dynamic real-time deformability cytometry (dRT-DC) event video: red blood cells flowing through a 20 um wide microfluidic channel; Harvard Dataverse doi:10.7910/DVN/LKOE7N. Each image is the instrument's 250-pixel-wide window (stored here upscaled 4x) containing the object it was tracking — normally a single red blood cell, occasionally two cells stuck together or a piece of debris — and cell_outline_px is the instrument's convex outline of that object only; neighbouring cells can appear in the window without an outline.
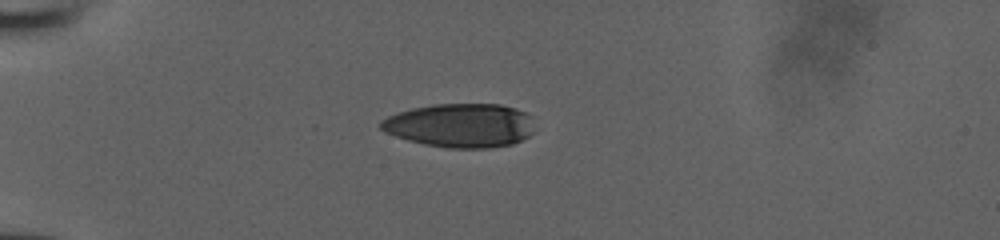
{"species": "human", "species_latin": "Homo sapiens", "temperature_condition": "room temperature", "stored_images_in_passage": 38, "camera_frame_rate_fps": 3000, "um_per_image_px": 0.085, "donor": {"sex": "male"}, "frame": {"image": 1, "passage_image": 1, "time_ms": 0.0, "image_size_px": [1000, 240], "cell_outline_px": [[532, 132], [528, 136], [512, 144], [488, 148], [448, 148], [424, 144], [408, 140], [384, 132], [380, 128], [380, 120], [396, 112], [412, 108], [432, 104], [500, 104], [516, 108], [532, 116]], "centroid_in_image_um": [39.11, 10.65], "position_along_channel_um": 45.9, "area_um2": 39.48}}
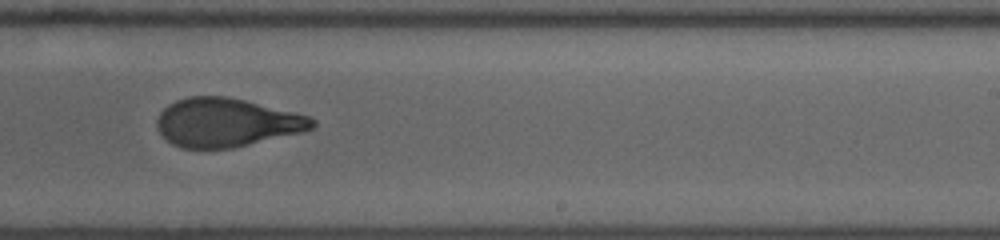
{"frame": {"image": 2, "passage_image": 20, "time_ms": 6.333, "image_size_px": [1000, 240], "cell_outline_px": [[316, 124], [312, 128], [304, 132], [232, 148], [180, 148], [172, 144], [156, 128], [156, 120], [160, 112], [168, 104], [176, 100], [188, 96], [224, 96], [244, 100], [308, 116], [316, 120]], "centroid_in_image_um": [19.23, 10.42], "position_along_channel_um": 269.8, "area_um2": 43.87}}
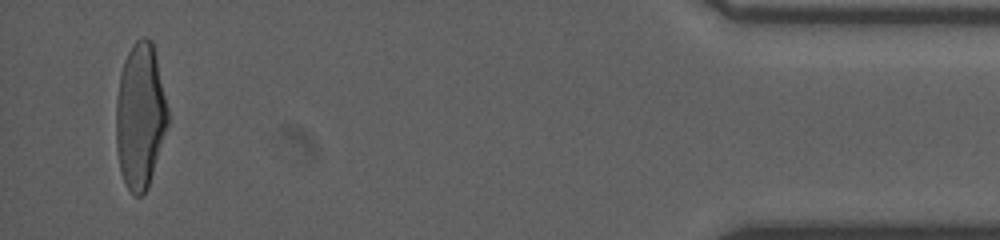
{"frame": {"image": 3, "passage_image": 36, "time_ms": 11.667, "image_size_px": [1000, 240], "cell_outline_px": [[168, 124], [148, 188], [140, 196], [136, 196], [124, 184], [120, 172], [116, 148], [116, 100], [120, 76], [124, 60], [132, 44], [136, 40], [144, 36], [152, 40], [156, 56], [168, 108]], "centroid_in_image_um": [11.91, 9.86], "position_along_channel_um": 423.3, "area_um2": 43.93}}